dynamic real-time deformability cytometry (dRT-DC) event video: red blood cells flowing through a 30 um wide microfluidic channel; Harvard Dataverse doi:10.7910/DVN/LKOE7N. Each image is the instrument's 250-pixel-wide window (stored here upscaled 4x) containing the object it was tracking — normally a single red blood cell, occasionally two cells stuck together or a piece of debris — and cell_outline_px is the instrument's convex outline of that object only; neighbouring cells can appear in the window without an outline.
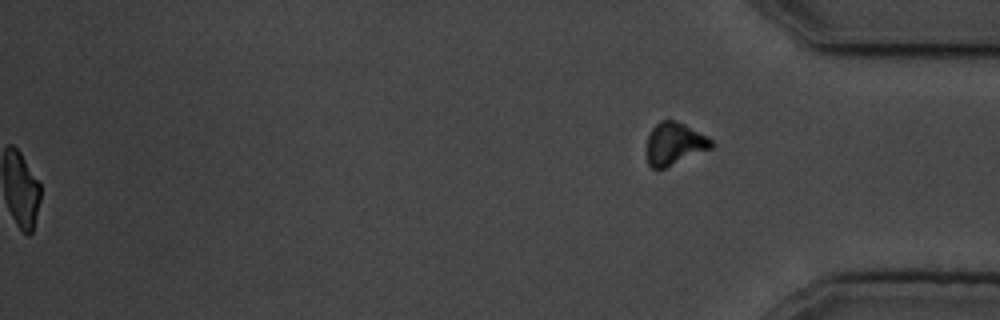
{"species": "common noctule bat (a hibernating species)", "species_latin": "Nyctalus noctula", "temperature_condition": "cold", "stored_images_in_passage": 56, "segment_of_instrument_passage": [2, 2], "camera_frame_rate_fps": 3000, "um_per_image_px": 0.085, "animal": {"sex": "male", "body_mass_g": 19.5, "forearm_length_mm": 54.6}, "frame": {"image": 1, "passage_image": 56, "time_ms": 18.333, "image_size_px": [1000, 320], "cell_outline_px": [[712, 148], [664, 168], [652, 168], [648, 164], [648, 136], [652, 128], [660, 120], [676, 120], [708, 136], [712, 140]], "centroid_in_image_um": [57.34, 12.2], "position_along_channel_um": 377.9, "area_um2": 15.72}}